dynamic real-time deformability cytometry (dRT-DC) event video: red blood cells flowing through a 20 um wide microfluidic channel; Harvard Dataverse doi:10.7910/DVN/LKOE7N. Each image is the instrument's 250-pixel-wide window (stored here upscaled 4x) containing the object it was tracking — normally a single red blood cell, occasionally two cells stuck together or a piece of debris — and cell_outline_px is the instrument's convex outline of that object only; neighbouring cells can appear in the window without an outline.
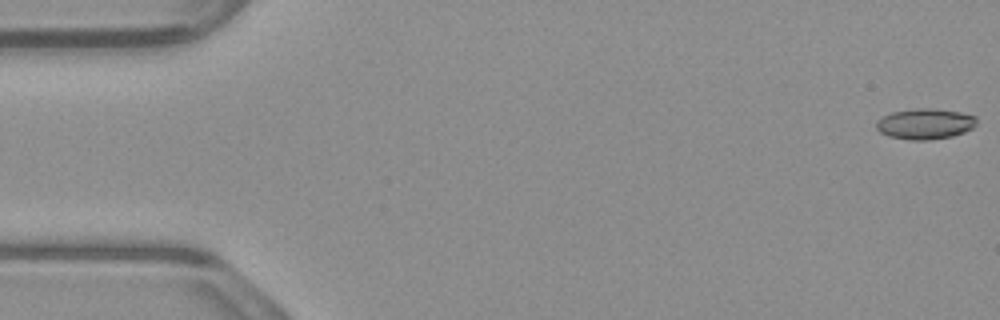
{"species": "common noctule bat (a hibernating species)", "species_latin": "Nyctalus noctula", "temperature_condition": "warm", "stored_images_in_passage": 53, "camera_frame_rate_fps": 3000, "um_per_image_px": 0.085, "animal": {"sex": "male", "body_mass_g": 23.1, "forearm_length_mm": 52.7}, "frame": {"image": 1, "passage_image": 1, "time_ms": 0.0, "image_size_px": [1000, 320], "cell_outline_px": [[976, 124], [972, 128], [964, 132], [952, 136], [928, 140], [908, 140], [888, 136], [880, 132], [876, 128], [876, 120], [892, 112], [916, 108], [928, 108], [960, 112], [976, 116]], "centroid_in_image_um": [78.61, 10.53], "position_along_channel_um": 6.4, "area_um2": 17.92}}
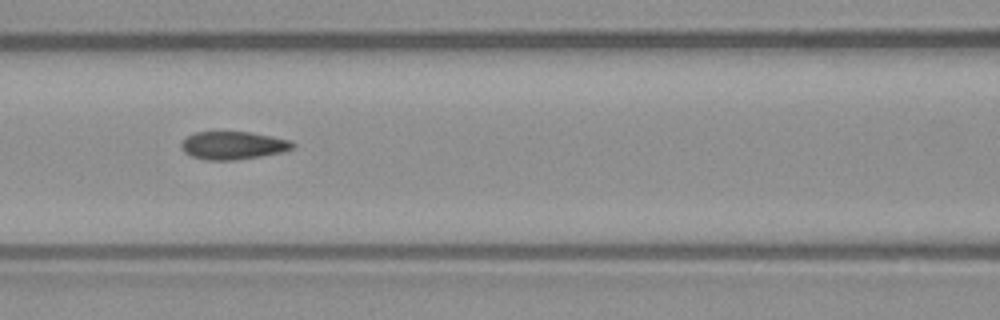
{"frame": {"image": 2, "passage_image": 23, "time_ms": 7.333, "image_size_px": [1000, 320], "cell_outline_px": [[296, 144], [292, 148], [284, 152], [236, 160], [208, 160], [192, 156], [184, 152], [180, 148], [180, 144], [192, 132], [252, 132], [292, 140]], "centroid_in_image_um": [19.83, 12.35], "position_along_channel_um": 146.8, "area_um2": 18.26}}
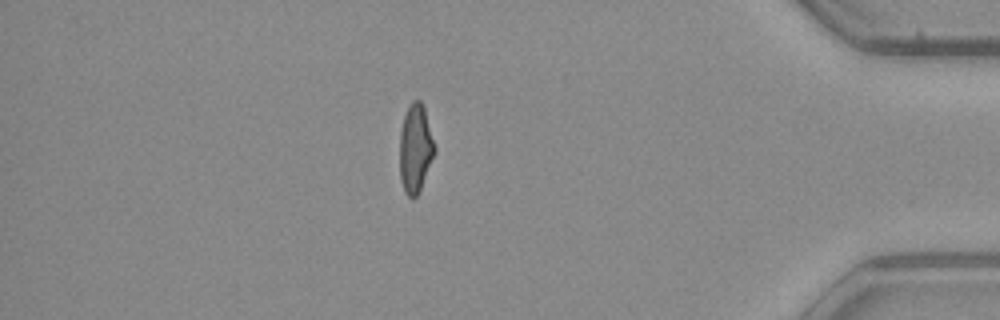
{"frame": {"image": 3, "passage_image": 46, "time_ms": 15.0, "image_size_px": [1000, 320], "cell_outline_px": [[436, 152], [420, 188], [416, 196], [412, 200], [404, 192], [400, 180], [400, 132], [404, 116], [408, 104], [412, 100], [420, 100], [424, 108], [436, 148]], "centroid_in_image_um": [35.3, 12.62], "position_along_channel_um": 399.9, "area_um2": 18.03}, "authors_computed_cell_mechanics": {"area_um2": 18.3226, "velocity_mm_per_s": 3.8956, "shape_relaxation_time_tau1_ms": 6.6329, "shape_relaxation_time_tau2_ms": 1.401, "deformation_change_tau1": 0.1948, "deformation_change_tau2": 0.0807}}